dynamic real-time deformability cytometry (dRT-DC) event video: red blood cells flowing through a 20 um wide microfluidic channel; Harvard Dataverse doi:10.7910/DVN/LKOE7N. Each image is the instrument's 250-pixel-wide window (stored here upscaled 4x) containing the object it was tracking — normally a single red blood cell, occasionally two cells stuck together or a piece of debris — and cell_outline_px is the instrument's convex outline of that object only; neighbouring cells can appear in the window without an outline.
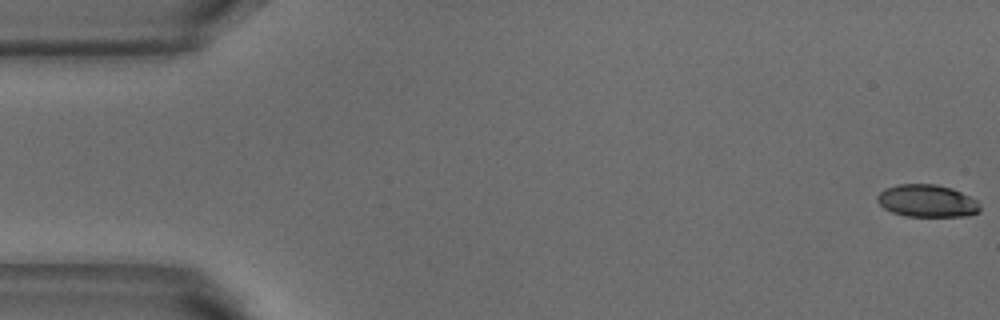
{"species": "common noctule bat (a hibernating species)", "species_latin": "Nyctalus noctula", "temperature_condition": "warm", "stored_images_in_passage": 5, "camera_frame_rate_fps": 3000, "um_per_image_px": 0.085, "animal": {"sex": "male", "body_mass_g": 18.8}, "frame": {"image": 1, "passage_image": 1, "time_ms": 0.0, "image_size_px": [1000, 320], "cell_outline_px": [[980, 212], [968, 216], [904, 216], [892, 212], [884, 208], [876, 200], [876, 196], [884, 188], [896, 184], [936, 184], [952, 188], [976, 200], [980, 204]], "centroid_in_image_um": [78.78, 17.07], "position_along_channel_um": 6.2, "area_um2": 19.54}}